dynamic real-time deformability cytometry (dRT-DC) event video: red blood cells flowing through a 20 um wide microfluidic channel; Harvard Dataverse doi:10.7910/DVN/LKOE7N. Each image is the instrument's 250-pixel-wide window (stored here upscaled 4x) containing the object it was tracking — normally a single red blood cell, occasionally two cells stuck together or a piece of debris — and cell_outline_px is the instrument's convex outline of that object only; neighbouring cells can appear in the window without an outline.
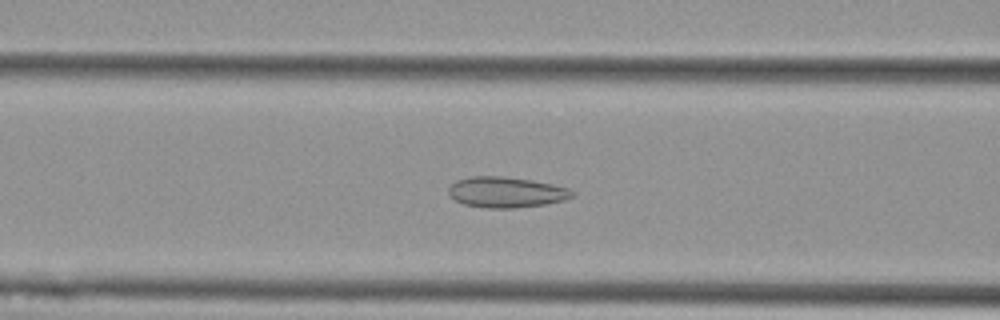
{"species": "Egyptian fruit bat (a non-hibernating species)", "species_latin": "Rousettus aegyptiacus", "temperature_condition": "cold", "stored_images_in_passage": 54, "camera_frame_rate_fps": 3000, "um_per_image_px": 0.085, "animal": {"sex": "female"}, "frame": {"image": 1, "passage_image": 22, "time_ms": 7.0, "image_size_px": [1000, 320], "cell_outline_px": [[576, 192], [572, 196], [564, 200], [544, 204], [516, 208], [488, 208], [464, 204], [456, 200], [448, 192], [448, 188], [456, 180], [468, 176], [504, 176], [532, 180], [552, 184], [568, 188]], "centroid_in_image_um": [43.02, 16.33], "position_along_channel_um": 123.6, "area_um2": 22.08}}
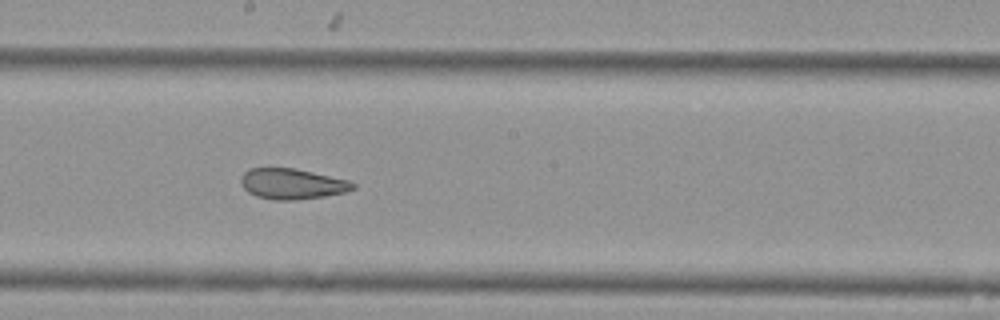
{"frame": {"image": 2, "passage_image": 30, "time_ms": 9.667, "image_size_px": [1000, 320], "cell_outline_px": [[356, 188], [344, 192], [324, 196], [292, 200], [272, 200], [256, 196], [248, 192], [240, 184], [240, 176], [248, 168], [296, 168], [348, 180], [356, 184]], "centroid_in_image_um": [24.79, 15.62], "position_along_channel_um": 223.4, "area_um2": 20.06}}
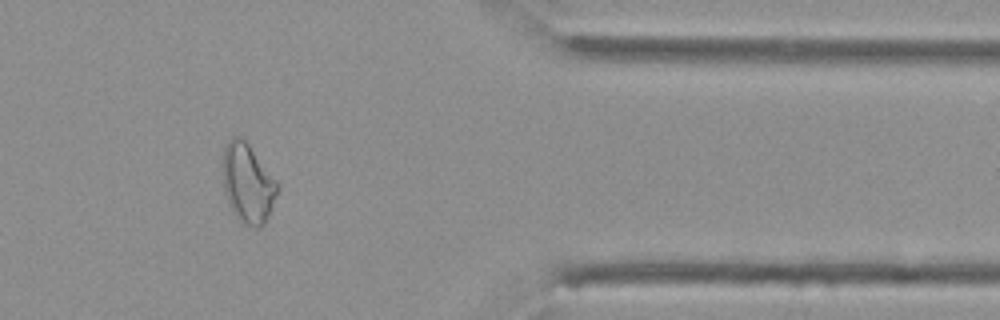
{"frame": {"image": 3, "passage_image": 45, "time_ms": 14.667, "image_size_px": [1000, 320], "cell_outline_px": [[280, 188], [268, 216], [264, 224], [256, 228], [244, 224], [232, 212], [228, 204], [224, 192], [224, 148], [228, 140], [232, 136], [240, 136], [248, 144], [280, 184]], "centroid_in_image_um": [21.08, 15.6], "position_along_channel_um": 390.3, "area_um2": 25.14}, "authors_computed_cell_mechanics": {"area_um2": 25.2008, "velocity_mm_per_s": 3.7571, "shape_relaxation_time_tau1_ms": null, "shape_relaxation_time_tau2_ms": 1.4938, "deformation_change_tau1": null, "deformation_change_tau2": 0.0714}}